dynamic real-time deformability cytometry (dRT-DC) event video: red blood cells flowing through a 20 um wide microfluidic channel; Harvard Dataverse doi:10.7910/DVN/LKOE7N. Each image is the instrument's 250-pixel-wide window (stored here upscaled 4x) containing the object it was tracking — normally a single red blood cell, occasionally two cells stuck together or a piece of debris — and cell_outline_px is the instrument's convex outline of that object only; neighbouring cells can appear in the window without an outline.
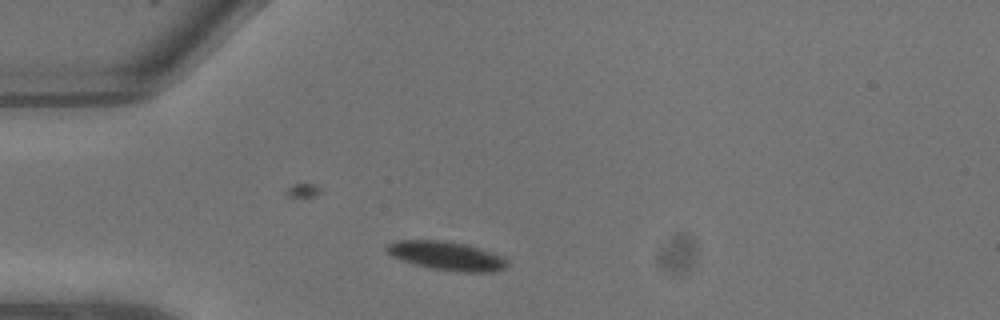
{"species": "common noctule bat (a hibernating species)", "species_latin": "Nyctalus noctula", "temperature_condition": "warm", "stored_images_in_passage": 6, "camera_frame_rate_fps": 3000, "um_per_image_px": 0.085, "animal": {"sex": "male", "body_mass_g": 13.3}, "frame": {"image": 1, "passage_image": 1, "time_ms": 0.0, "image_size_px": [1000, 320], "cell_outline_px": [[508, 264], [504, 268], [492, 272], [464, 272], [432, 268], [416, 264], [392, 256], [384, 252], [384, 248], [388, 244], [396, 240], [444, 240], [468, 244], [492, 252], [508, 260]], "centroid_in_image_um": [37.95, 21.72], "position_along_channel_um": 47.1, "area_um2": 20.17}}
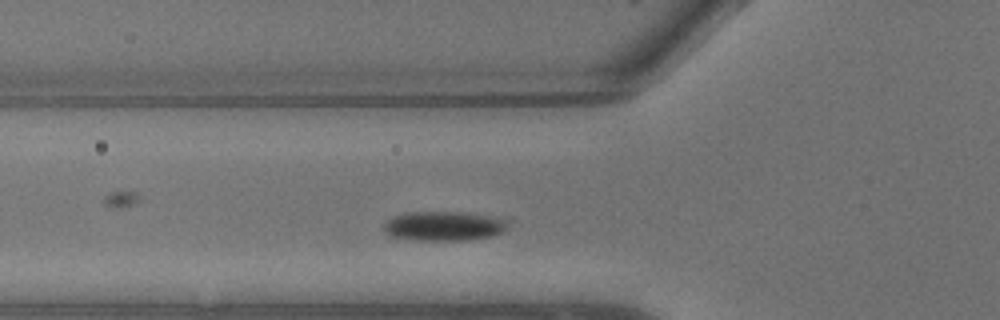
{"frame": {"image": 2, "passage_image": 3, "time_ms": 0.667, "image_size_px": [1000, 320], "cell_outline_px": [[508, 228], [504, 232], [492, 236], [468, 240], [416, 240], [388, 236], [384, 232], [384, 224], [388, 220], [396, 216], [408, 212], [468, 212], [508, 220]], "centroid_in_image_um": [37.75, 19.22], "position_along_channel_um": 88.0, "area_um2": 21.39}}
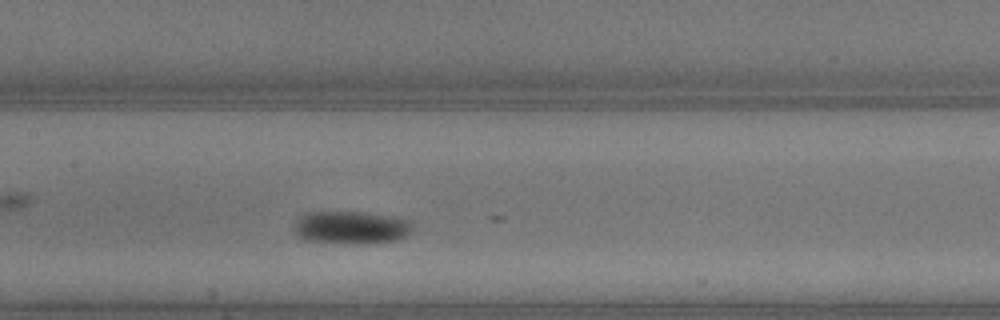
{"frame": {"image": 3, "passage_image": 6, "time_ms": 1.667, "image_size_px": [1000, 320], "cell_outline_px": [[412, 228], [404, 236], [396, 240], [364, 244], [360, 244], [304, 240], [292, 228], [296, 220], [300, 216], [308, 212], [364, 212], [392, 216], [412, 220]], "centroid_in_image_um": [29.84, 19.33], "position_along_channel_um": 177.6, "area_um2": 22.66}}